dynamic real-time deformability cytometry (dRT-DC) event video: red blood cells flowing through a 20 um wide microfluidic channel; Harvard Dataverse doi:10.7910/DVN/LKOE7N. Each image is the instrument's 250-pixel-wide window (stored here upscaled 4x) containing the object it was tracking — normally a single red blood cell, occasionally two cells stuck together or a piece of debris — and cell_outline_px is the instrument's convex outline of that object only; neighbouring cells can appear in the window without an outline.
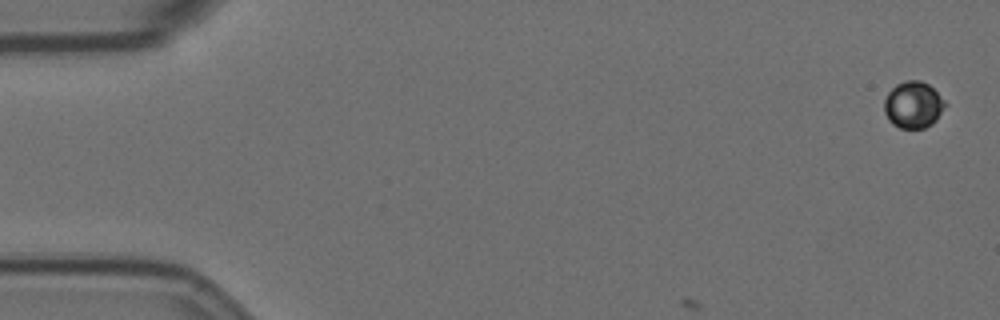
{"species": "Egyptian fruit bat (a non-hibernating species)", "species_latin": "Rousettus aegyptiacus", "temperature_condition": "room temperature", "stored_images_in_passage": 11, "camera_frame_rate_fps": 3000, "um_per_image_px": 0.085, "animal": {"sex": "female"}, "frame": {"image": 1, "passage_image": 1, "time_ms": 0.0, "image_size_px": [1000, 320], "cell_outline_px": [[948, 104], [936, 120], [932, 124], [924, 128], [900, 128], [892, 124], [888, 120], [884, 112], [884, 100], [888, 92], [896, 84], [904, 80], [920, 80], [928, 84]], "centroid_in_image_um": [77.62, 8.91], "position_along_channel_um": 7.4, "area_um2": 16.7}}